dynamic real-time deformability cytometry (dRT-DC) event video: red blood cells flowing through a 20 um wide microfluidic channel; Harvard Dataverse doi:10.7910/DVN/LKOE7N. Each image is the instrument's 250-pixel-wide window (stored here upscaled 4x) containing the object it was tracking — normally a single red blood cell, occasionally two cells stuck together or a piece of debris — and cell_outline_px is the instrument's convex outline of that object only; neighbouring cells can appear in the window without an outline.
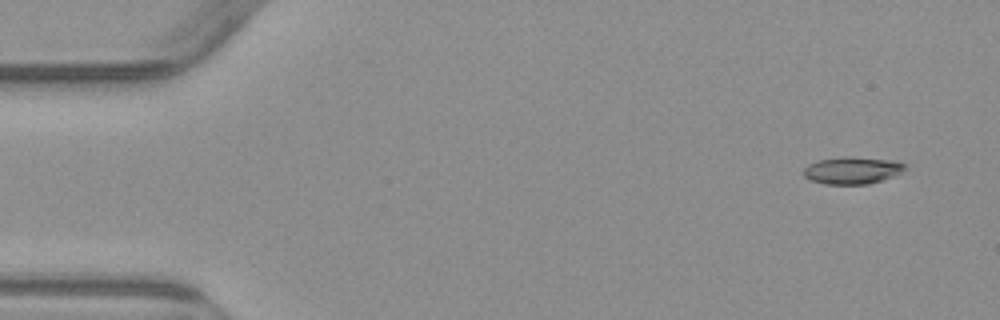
{"species": "common noctule bat (a hibernating species)", "species_latin": "Nyctalus noctula", "temperature_condition": "warm", "stored_images_in_passage": 5, "segment_of_instrument_passage": [2, 2], "camera_frame_rate_fps": 3000, "um_per_image_px": 0.085, "animal": {"sex": "male", "body_mass_g": 23.1, "forearm_length_mm": 52.7}, "frame": {"image": 1, "passage_image": 5, "time_ms": 6.0, "image_size_px": [1000, 320], "cell_outline_px": [[908, 168], [892, 176], [868, 184], [824, 184], [812, 180], [804, 176], [804, 168], [808, 164], [816, 160], [892, 160], [904, 164]], "centroid_in_image_um": [72.41, 14.54], "position_along_channel_um": 12.6, "area_um2": 14.8}}